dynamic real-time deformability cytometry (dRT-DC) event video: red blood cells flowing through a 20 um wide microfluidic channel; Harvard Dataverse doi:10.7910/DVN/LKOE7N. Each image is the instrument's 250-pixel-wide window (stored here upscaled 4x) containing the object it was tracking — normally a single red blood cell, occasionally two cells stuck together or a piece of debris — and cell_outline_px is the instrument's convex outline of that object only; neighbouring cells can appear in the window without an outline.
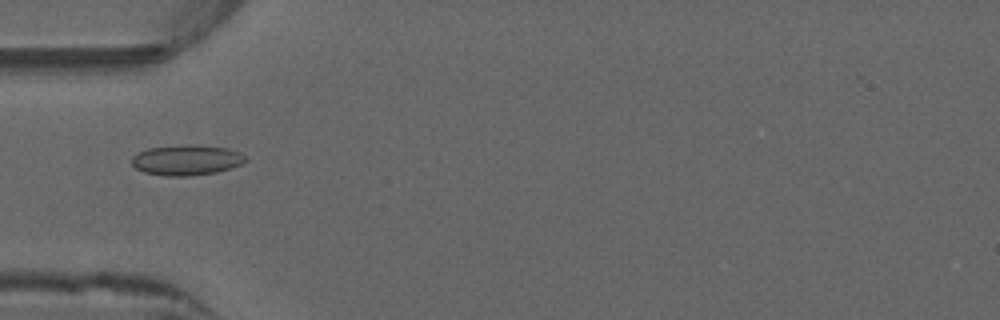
{"species": "common noctule bat (a hibernating species)", "species_latin": "Nyctalus noctula", "temperature_condition": "warm", "stored_images_in_passage": 36, "camera_frame_rate_fps": 3000, "um_per_image_px": 0.085, "animal": {"sex": "male", "forearm_length_mm": 52.5}, "frame": {"image": 1, "passage_image": 8, "time_ms": 2.333, "image_size_px": [1000, 320], "cell_outline_px": [[248, 160], [232, 168], [216, 172], [188, 176], [168, 176], [144, 172], [136, 168], [132, 164], [132, 156], [136, 152], [148, 148], [184, 144], [196, 144], [228, 148], [240, 152]], "centroid_in_image_um": [15.85, 13.59], "position_along_channel_um": 69.1, "area_um2": 20.35}}
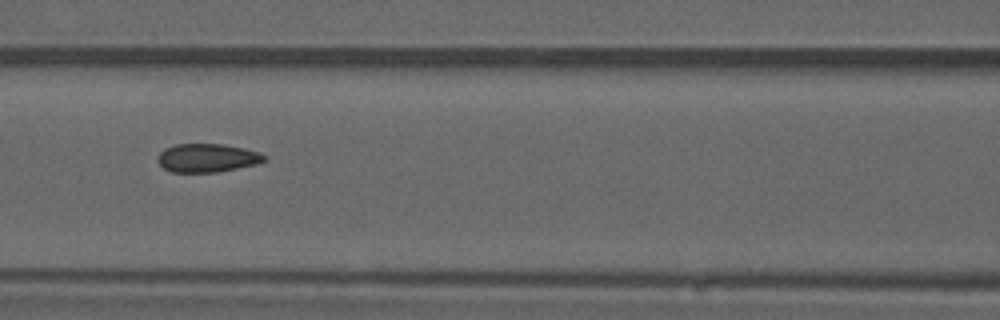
{"frame": {"image": 2, "passage_image": 14, "time_ms": 4.333, "image_size_px": [1000, 320], "cell_outline_px": [[268, 160], [256, 164], [216, 172], [172, 172], [164, 168], [156, 160], [156, 156], [160, 152], [176, 144], [224, 144], [244, 148], [260, 152], [268, 156]], "centroid_in_image_um": [17.65, 13.42], "position_along_channel_um": 149.0, "area_um2": 17.74}}
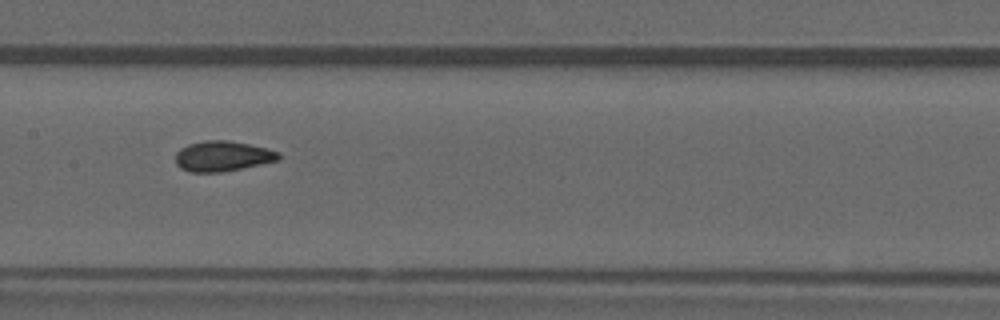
{"frame": {"image": 3, "passage_image": 17, "time_ms": 5.333, "image_size_px": [1000, 320], "cell_outline_px": [[280, 160], [220, 172], [192, 172], [180, 168], [176, 164], [176, 152], [180, 148], [188, 144], [204, 140], [228, 140], [268, 148], [280, 152]], "centroid_in_image_um": [18.91, 13.26], "position_along_channel_um": 188.5, "area_um2": 18.21}, "authors_computed_cell_mechanics": {"area_um2": 18.1492, "velocity_mm_per_s": 3.9609, "shape_relaxation_time_tau1_ms": null, "shape_relaxation_time_tau2_ms": 1.6009, "deformation_change_tau1": null, "deformation_change_tau2": 0.0436}}